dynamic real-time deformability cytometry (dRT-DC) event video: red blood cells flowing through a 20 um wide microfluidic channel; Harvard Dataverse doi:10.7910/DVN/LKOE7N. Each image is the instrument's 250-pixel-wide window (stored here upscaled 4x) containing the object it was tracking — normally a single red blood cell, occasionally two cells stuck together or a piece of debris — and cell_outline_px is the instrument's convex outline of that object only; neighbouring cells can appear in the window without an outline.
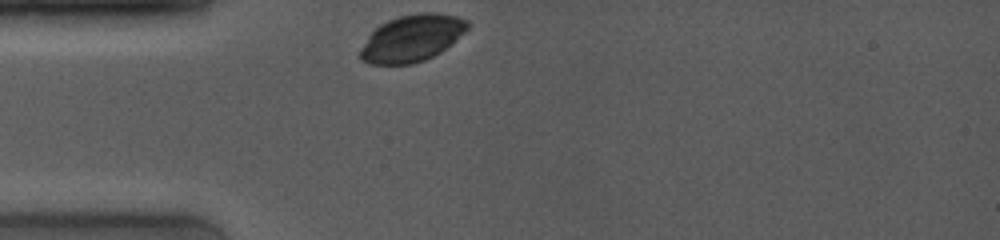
{"species": "common noctule bat (a hibernating species)", "species_latin": "Nyctalus noctula", "temperature_condition": "room temperature", "stored_images_in_passage": 18, "camera_frame_rate_fps": 4000, "um_per_image_px": 0.085, "animal": {"sex": "female", "body_mass_g": 19.0, "forearm_length_mm": 53.3}, "frame": {"image": 1, "passage_image": 1, "time_ms": 0.0, "image_size_px": [1000, 240], "cell_outline_px": [[468, 28], [464, 32], [440, 52], [424, 60], [412, 64], [372, 64], [360, 60], [356, 56], [360, 48], [368, 36], [380, 24], [388, 20], [400, 16], [420, 12], [432, 12], [456, 16], [468, 20]], "centroid_in_image_um": [34.96, 3.25], "position_along_channel_um": 50.0, "area_um2": 29.13}}